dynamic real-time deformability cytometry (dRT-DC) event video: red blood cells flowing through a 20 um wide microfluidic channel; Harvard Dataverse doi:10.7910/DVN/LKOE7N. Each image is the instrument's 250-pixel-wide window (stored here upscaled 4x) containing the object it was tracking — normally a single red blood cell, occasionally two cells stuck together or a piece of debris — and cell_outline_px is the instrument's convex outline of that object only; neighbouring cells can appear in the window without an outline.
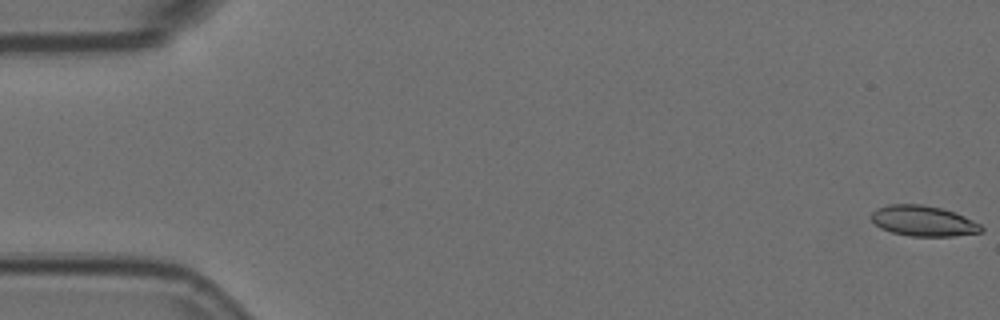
{"species": "Egyptian fruit bat (a non-hibernating species)", "species_latin": "Rousettus aegyptiacus", "temperature_condition": "room temperature", "stored_images_in_passage": 7, "camera_frame_rate_fps": 3000, "um_per_image_px": 0.085, "animal": {"sex": "female"}, "frame": {"image": 1, "passage_image": 1, "time_ms": 0.0, "image_size_px": [1000, 320], "cell_outline_px": [[984, 232], [952, 236], [908, 236], [892, 232], [880, 228], [872, 220], [872, 212], [876, 208], [888, 204], [920, 204], [940, 208], [956, 212], [980, 224], [984, 228]], "centroid_in_image_um": [78.49, 18.78], "position_along_channel_um": 6.5, "area_um2": 19.59}}
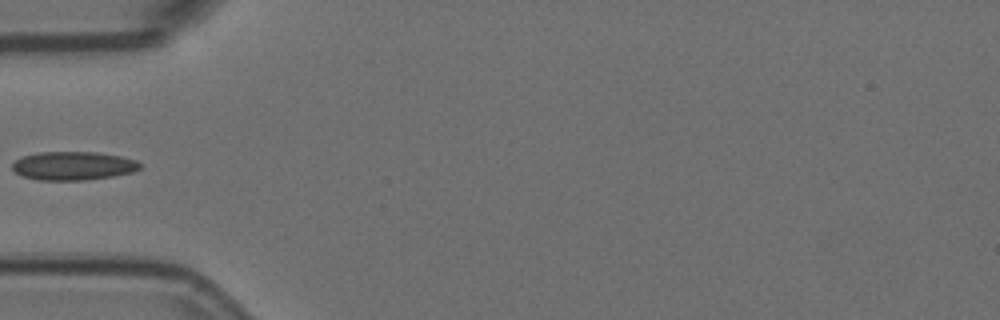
{"frame": {"image": 2, "passage_image": 6, "time_ms": 1.667, "image_size_px": [1000, 320], "cell_outline_px": [[140, 168], [132, 172], [112, 176], [84, 180], [40, 180], [24, 176], [16, 172], [12, 168], [12, 164], [20, 156], [40, 152], [96, 152], [120, 156], [136, 160], [140, 164]], "centroid_in_image_um": [6.21, 14.08], "position_along_channel_um": 78.8, "area_um2": 21.1}}
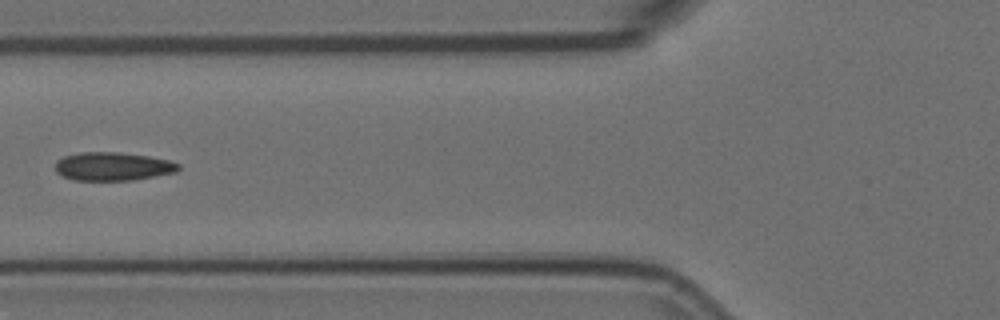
{"frame": {"image": 3, "passage_image": 7, "time_ms": 2.0, "image_size_px": [1000, 320], "cell_outline_px": [[180, 168], [176, 172], [156, 176], [132, 180], [72, 180], [56, 172], [56, 160], [64, 156], [80, 152], [120, 152], [148, 156], [168, 160], [180, 164]], "centroid_in_image_um": [9.59, 14.14], "position_along_channel_um": 116.2, "area_um2": 20.4}}